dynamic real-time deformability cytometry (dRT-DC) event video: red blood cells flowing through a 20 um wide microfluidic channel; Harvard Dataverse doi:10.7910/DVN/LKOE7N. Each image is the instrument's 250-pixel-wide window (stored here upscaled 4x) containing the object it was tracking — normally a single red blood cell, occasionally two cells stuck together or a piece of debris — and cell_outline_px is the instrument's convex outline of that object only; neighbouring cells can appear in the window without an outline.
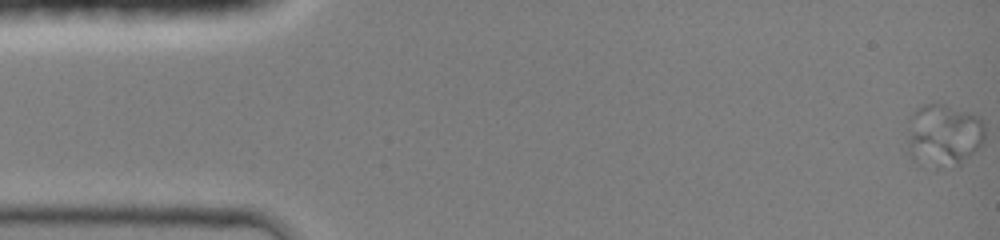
{"species": "common noctule bat (a hibernating species)", "species_latin": "Nyctalus noctula", "temperature_condition": "room temperature", "stored_images_in_passage": 47, "camera_frame_rate_fps": 3000, "um_per_image_px": 0.085, "animal": {"sex": "female", "body_mass_g": 19.0, "forearm_length_mm": 51.5}, "frame": {"image": 1, "passage_image": 1, "time_ms": 0.0, "image_size_px": [1000, 240], "cell_outline_px": [[984, 140], [960, 164], [924, 168], [916, 164], [908, 156], [908, 116], [916, 108], [924, 104], [944, 104], [968, 112], [976, 116], [984, 124]], "centroid_in_image_um": [80.11, 11.5], "position_along_channel_um": 4.9, "area_um2": 28.5}}
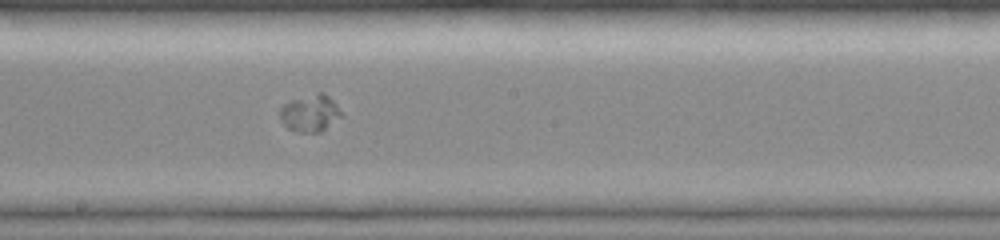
{"frame": {"image": 2, "passage_image": 27, "time_ms": 8.667, "image_size_px": [1000, 240], "cell_outline_px": [[344, 116], [320, 132], [300, 132], [288, 128], [280, 120], [280, 108], [284, 104], [292, 100], [320, 92], [324, 92], [336, 104]], "centroid_in_image_um": [26.38, 9.63], "position_along_channel_um": 221.8, "area_um2": 13.12}}
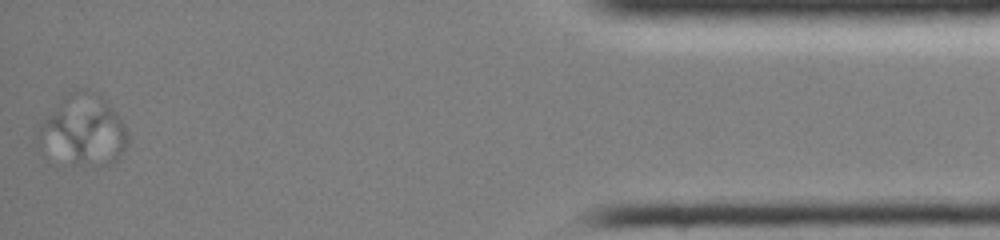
{"frame": {"image": 3, "passage_image": 47, "time_ms": 15.333, "image_size_px": [1000, 240], "cell_outline_px": [[128, 144], [120, 160], [108, 164], [72, 164], [36, 152], [36, 132], [40, 124], [44, 120], [56, 112], [100, 96], [112, 108], [124, 124], [128, 136]], "centroid_in_image_um": [7.1, 11.43], "position_along_channel_um": 428.1, "area_um2": 33.58}}